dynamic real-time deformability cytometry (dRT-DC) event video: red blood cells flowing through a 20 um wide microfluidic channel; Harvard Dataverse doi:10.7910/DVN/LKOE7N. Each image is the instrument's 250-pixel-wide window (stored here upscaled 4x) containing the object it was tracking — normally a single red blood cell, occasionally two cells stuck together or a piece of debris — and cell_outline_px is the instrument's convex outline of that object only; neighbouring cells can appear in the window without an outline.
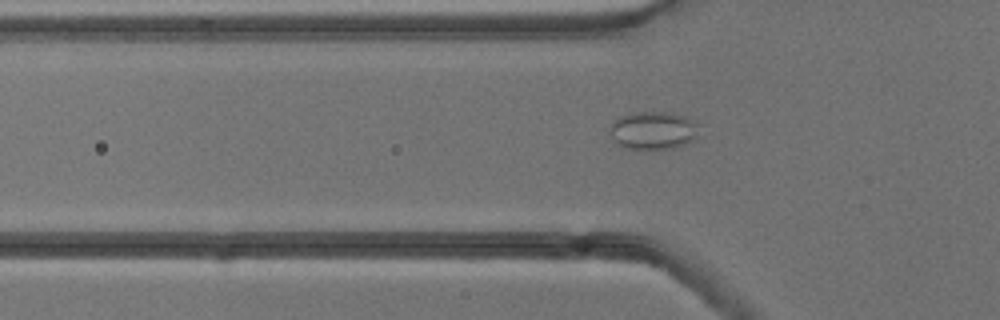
{"species": "common noctule bat (a hibernating species)", "species_latin": "Nyctalus noctula", "temperature_condition": "cold", "stored_images_in_passage": 45, "camera_frame_rate_fps": 3000, "um_per_image_px": 0.085, "animal": {"sex": "male", "body_mass_g": 13.3}, "frame": {"image": 1, "passage_image": 9, "time_ms": 2.667, "image_size_px": [1000, 320], "cell_outline_px": [[696, 136], [692, 140], [684, 144], [672, 148], [624, 148], [616, 144], [612, 136], [612, 120], [620, 116], [632, 112], [668, 112], [684, 116], [696, 124]], "centroid_in_image_um": [55.47, 11.07], "position_along_channel_um": 70.3, "area_um2": 19.25}}
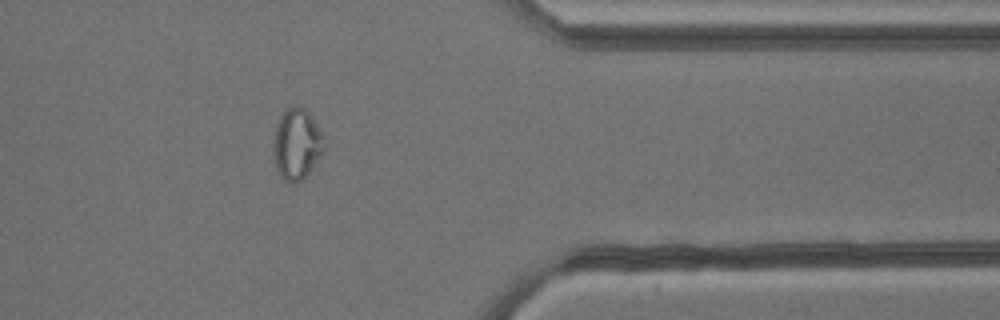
{"frame": {"image": 2, "passage_image": 35, "time_ms": 11.333, "image_size_px": [1000, 320], "cell_outline_px": [[328, 144], [320, 156], [308, 172], [296, 184], [292, 184], [284, 180], [280, 176], [276, 168], [272, 144], [276, 124], [280, 116], [288, 108], [296, 104], [304, 108], [312, 116]], "centroid_in_image_um": [25.23, 12.23], "position_along_channel_um": 386.2, "area_um2": 21.21}}
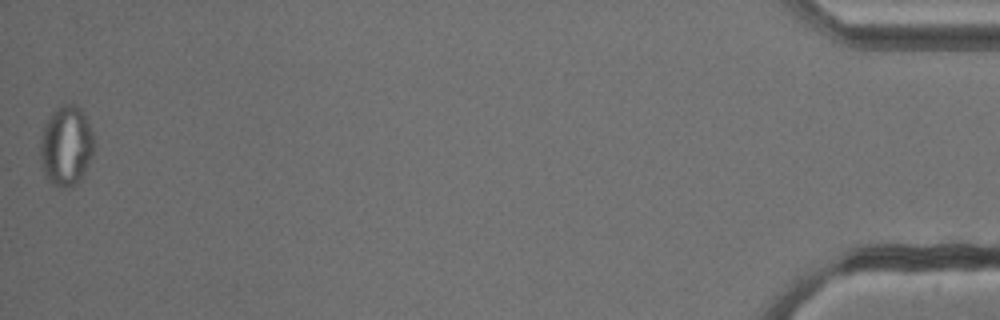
{"frame": {"image": 3, "passage_image": 45, "time_ms": 14.667, "image_size_px": [1000, 320], "cell_outline_px": [[92, 152], [84, 176], [80, 180], [64, 188], [60, 188], [52, 184], [44, 176], [40, 160], [40, 140], [44, 124], [52, 112], [56, 108], [64, 104], [76, 104], [84, 112], [92, 132]], "centroid_in_image_um": [5.59, 12.39], "position_along_channel_um": 429.6, "area_um2": 25.09}, "authors_computed_cell_mechanics": {"area_um2": 20.1722, "velocity_mm_per_s": 3.8222, "shape_relaxation_time_tau1_ms": null, "shape_relaxation_time_tau2_ms": 1.6842, "deformation_change_tau1": null, "deformation_change_tau2": 0.0463}}